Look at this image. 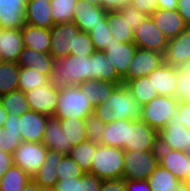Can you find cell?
<instances>
[{"label": "cell", "mask_w": 190, "mask_h": 191, "mask_svg": "<svg viewBox=\"0 0 190 191\" xmlns=\"http://www.w3.org/2000/svg\"><path fill=\"white\" fill-rule=\"evenodd\" d=\"M47 150L42 142L21 141L13 153V163L32 177L41 168Z\"/></svg>", "instance_id": "8"}, {"label": "cell", "mask_w": 190, "mask_h": 191, "mask_svg": "<svg viewBox=\"0 0 190 191\" xmlns=\"http://www.w3.org/2000/svg\"><path fill=\"white\" fill-rule=\"evenodd\" d=\"M137 46L133 43H121L118 39L113 38V42L104 50L107 60L114 66L117 74L123 78L128 71L129 63L134 58Z\"/></svg>", "instance_id": "17"}, {"label": "cell", "mask_w": 190, "mask_h": 191, "mask_svg": "<svg viewBox=\"0 0 190 191\" xmlns=\"http://www.w3.org/2000/svg\"><path fill=\"white\" fill-rule=\"evenodd\" d=\"M21 191H43L39 185H37L32 179L28 182V184Z\"/></svg>", "instance_id": "59"}, {"label": "cell", "mask_w": 190, "mask_h": 191, "mask_svg": "<svg viewBox=\"0 0 190 191\" xmlns=\"http://www.w3.org/2000/svg\"><path fill=\"white\" fill-rule=\"evenodd\" d=\"M130 2L131 0H100V6L106 10H118L122 5Z\"/></svg>", "instance_id": "57"}, {"label": "cell", "mask_w": 190, "mask_h": 191, "mask_svg": "<svg viewBox=\"0 0 190 191\" xmlns=\"http://www.w3.org/2000/svg\"><path fill=\"white\" fill-rule=\"evenodd\" d=\"M117 11L122 15L123 19L126 20L128 26L133 31H135L147 17L145 13L139 11L131 3L122 5Z\"/></svg>", "instance_id": "44"}, {"label": "cell", "mask_w": 190, "mask_h": 191, "mask_svg": "<svg viewBox=\"0 0 190 191\" xmlns=\"http://www.w3.org/2000/svg\"><path fill=\"white\" fill-rule=\"evenodd\" d=\"M42 143L48 150H56L63 155H69L65 147L66 137L61 129V122L59 119L54 117L48 118Z\"/></svg>", "instance_id": "30"}, {"label": "cell", "mask_w": 190, "mask_h": 191, "mask_svg": "<svg viewBox=\"0 0 190 191\" xmlns=\"http://www.w3.org/2000/svg\"><path fill=\"white\" fill-rule=\"evenodd\" d=\"M95 152L96 143L86 140L74 146L70 150L69 156L73 158L85 173H89Z\"/></svg>", "instance_id": "38"}, {"label": "cell", "mask_w": 190, "mask_h": 191, "mask_svg": "<svg viewBox=\"0 0 190 191\" xmlns=\"http://www.w3.org/2000/svg\"><path fill=\"white\" fill-rule=\"evenodd\" d=\"M123 84L126 86L130 94L138 100V103L141 107L158 96V93L153 88L148 76H143L129 81H123Z\"/></svg>", "instance_id": "31"}, {"label": "cell", "mask_w": 190, "mask_h": 191, "mask_svg": "<svg viewBox=\"0 0 190 191\" xmlns=\"http://www.w3.org/2000/svg\"><path fill=\"white\" fill-rule=\"evenodd\" d=\"M147 180L151 191H171L180 182L169 170L160 165Z\"/></svg>", "instance_id": "39"}, {"label": "cell", "mask_w": 190, "mask_h": 191, "mask_svg": "<svg viewBox=\"0 0 190 191\" xmlns=\"http://www.w3.org/2000/svg\"><path fill=\"white\" fill-rule=\"evenodd\" d=\"M94 107L85 92L79 86L66 87L59 91L57 107L53 117L68 119L70 117L85 119L93 113Z\"/></svg>", "instance_id": "4"}, {"label": "cell", "mask_w": 190, "mask_h": 191, "mask_svg": "<svg viewBox=\"0 0 190 191\" xmlns=\"http://www.w3.org/2000/svg\"><path fill=\"white\" fill-rule=\"evenodd\" d=\"M13 164V154L0 149V175H3Z\"/></svg>", "instance_id": "55"}, {"label": "cell", "mask_w": 190, "mask_h": 191, "mask_svg": "<svg viewBox=\"0 0 190 191\" xmlns=\"http://www.w3.org/2000/svg\"><path fill=\"white\" fill-rule=\"evenodd\" d=\"M126 191H151L147 179L125 180Z\"/></svg>", "instance_id": "52"}, {"label": "cell", "mask_w": 190, "mask_h": 191, "mask_svg": "<svg viewBox=\"0 0 190 191\" xmlns=\"http://www.w3.org/2000/svg\"><path fill=\"white\" fill-rule=\"evenodd\" d=\"M29 0H0V24L4 29H21Z\"/></svg>", "instance_id": "19"}, {"label": "cell", "mask_w": 190, "mask_h": 191, "mask_svg": "<svg viewBox=\"0 0 190 191\" xmlns=\"http://www.w3.org/2000/svg\"><path fill=\"white\" fill-rule=\"evenodd\" d=\"M130 3L147 16H150L156 9H158L156 0H131Z\"/></svg>", "instance_id": "50"}, {"label": "cell", "mask_w": 190, "mask_h": 191, "mask_svg": "<svg viewBox=\"0 0 190 191\" xmlns=\"http://www.w3.org/2000/svg\"><path fill=\"white\" fill-rule=\"evenodd\" d=\"M19 66L0 61V96L18 90Z\"/></svg>", "instance_id": "35"}, {"label": "cell", "mask_w": 190, "mask_h": 191, "mask_svg": "<svg viewBox=\"0 0 190 191\" xmlns=\"http://www.w3.org/2000/svg\"><path fill=\"white\" fill-rule=\"evenodd\" d=\"M49 77L38 72L35 67H19L18 90L27 92L48 84Z\"/></svg>", "instance_id": "37"}, {"label": "cell", "mask_w": 190, "mask_h": 191, "mask_svg": "<svg viewBox=\"0 0 190 191\" xmlns=\"http://www.w3.org/2000/svg\"><path fill=\"white\" fill-rule=\"evenodd\" d=\"M181 101L190 103V92L186 93L184 98Z\"/></svg>", "instance_id": "64"}, {"label": "cell", "mask_w": 190, "mask_h": 191, "mask_svg": "<svg viewBox=\"0 0 190 191\" xmlns=\"http://www.w3.org/2000/svg\"><path fill=\"white\" fill-rule=\"evenodd\" d=\"M79 0H51V15L55 24L73 22L74 7Z\"/></svg>", "instance_id": "40"}, {"label": "cell", "mask_w": 190, "mask_h": 191, "mask_svg": "<svg viewBox=\"0 0 190 191\" xmlns=\"http://www.w3.org/2000/svg\"><path fill=\"white\" fill-rule=\"evenodd\" d=\"M85 2H88L92 5H100V0H83Z\"/></svg>", "instance_id": "63"}, {"label": "cell", "mask_w": 190, "mask_h": 191, "mask_svg": "<svg viewBox=\"0 0 190 191\" xmlns=\"http://www.w3.org/2000/svg\"><path fill=\"white\" fill-rule=\"evenodd\" d=\"M54 61L55 59L50 53L37 52L24 46L17 65L19 67H35L39 73L49 77L53 72Z\"/></svg>", "instance_id": "26"}, {"label": "cell", "mask_w": 190, "mask_h": 191, "mask_svg": "<svg viewBox=\"0 0 190 191\" xmlns=\"http://www.w3.org/2000/svg\"><path fill=\"white\" fill-rule=\"evenodd\" d=\"M124 168V150L119 147L96 144V152L92 159L90 174L99 179H121Z\"/></svg>", "instance_id": "3"}, {"label": "cell", "mask_w": 190, "mask_h": 191, "mask_svg": "<svg viewBox=\"0 0 190 191\" xmlns=\"http://www.w3.org/2000/svg\"><path fill=\"white\" fill-rule=\"evenodd\" d=\"M184 69H186L188 76L190 77V60L187 61L183 66Z\"/></svg>", "instance_id": "62"}, {"label": "cell", "mask_w": 190, "mask_h": 191, "mask_svg": "<svg viewBox=\"0 0 190 191\" xmlns=\"http://www.w3.org/2000/svg\"><path fill=\"white\" fill-rule=\"evenodd\" d=\"M49 116L29 110L19 116V131L24 142H42Z\"/></svg>", "instance_id": "13"}, {"label": "cell", "mask_w": 190, "mask_h": 191, "mask_svg": "<svg viewBox=\"0 0 190 191\" xmlns=\"http://www.w3.org/2000/svg\"><path fill=\"white\" fill-rule=\"evenodd\" d=\"M22 141L21 132L12 133L5 132L3 127H0V149L13 154Z\"/></svg>", "instance_id": "46"}, {"label": "cell", "mask_w": 190, "mask_h": 191, "mask_svg": "<svg viewBox=\"0 0 190 191\" xmlns=\"http://www.w3.org/2000/svg\"><path fill=\"white\" fill-rule=\"evenodd\" d=\"M189 60L190 27H186L179 35L168 39L164 63L174 67H182Z\"/></svg>", "instance_id": "14"}, {"label": "cell", "mask_w": 190, "mask_h": 191, "mask_svg": "<svg viewBox=\"0 0 190 191\" xmlns=\"http://www.w3.org/2000/svg\"><path fill=\"white\" fill-rule=\"evenodd\" d=\"M133 43L137 48L152 50L164 54L168 38L155 25L152 18L147 16L140 26L134 31Z\"/></svg>", "instance_id": "10"}, {"label": "cell", "mask_w": 190, "mask_h": 191, "mask_svg": "<svg viewBox=\"0 0 190 191\" xmlns=\"http://www.w3.org/2000/svg\"><path fill=\"white\" fill-rule=\"evenodd\" d=\"M177 11L182 16L187 27H190V0H178Z\"/></svg>", "instance_id": "53"}, {"label": "cell", "mask_w": 190, "mask_h": 191, "mask_svg": "<svg viewBox=\"0 0 190 191\" xmlns=\"http://www.w3.org/2000/svg\"><path fill=\"white\" fill-rule=\"evenodd\" d=\"M58 94L49 83L25 92L30 110L49 117H53L56 110Z\"/></svg>", "instance_id": "12"}, {"label": "cell", "mask_w": 190, "mask_h": 191, "mask_svg": "<svg viewBox=\"0 0 190 191\" xmlns=\"http://www.w3.org/2000/svg\"><path fill=\"white\" fill-rule=\"evenodd\" d=\"M0 104L7 111L8 115L20 116L30 110L25 92L21 90L1 95Z\"/></svg>", "instance_id": "36"}, {"label": "cell", "mask_w": 190, "mask_h": 191, "mask_svg": "<svg viewBox=\"0 0 190 191\" xmlns=\"http://www.w3.org/2000/svg\"><path fill=\"white\" fill-rule=\"evenodd\" d=\"M187 133H188L187 151L190 152V129H187Z\"/></svg>", "instance_id": "66"}, {"label": "cell", "mask_w": 190, "mask_h": 191, "mask_svg": "<svg viewBox=\"0 0 190 191\" xmlns=\"http://www.w3.org/2000/svg\"><path fill=\"white\" fill-rule=\"evenodd\" d=\"M150 17L168 39L179 35L187 27L177 10L158 8Z\"/></svg>", "instance_id": "22"}, {"label": "cell", "mask_w": 190, "mask_h": 191, "mask_svg": "<svg viewBox=\"0 0 190 191\" xmlns=\"http://www.w3.org/2000/svg\"><path fill=\"white\" fill-rule=\"evenodd\" d=\"M102 180L90 173L77 178L76 191H100Z\"/></svg>", "instance_id": "48"}, {"label": "cell", "mask_w": 190, "mask_h": 191, "mask_svg": "<svg viewBox=\"0 0 190 191\" xmlns=\"http://www.w3.org/2000/svg\"><path fill=\"white\" fill-rule=\"evenodd\" d=\"M87 140L96 144H101V135L105 129L103 123L94 113L85 118Z\"/></svg>", "instance_id": "43"}, {"label": "cell", "mask_w": 190, "mask_h": 191, "mask_svg": "<svg viewBox=\"0 0 190 191\" xmlns=\"http://www.w3.org/2000/svg\"><path fill=\"white\" fill-rule=\"evenodd\" d=\"M63 154L56 150H47L46 158L37 173L31 179L43 189L55 188L58 182L57 168Z\"/></svg>", "instance_id": "21"}, {"label": "cell", "mask_w": 190, "mask_h": 191, "mask_svg": "<svg viewBox=\"0 0 190 191\" xmlns=\"http://www.w3.org/2000/svg\"><path fill=\"white\" fill-rule=\"evenodd\" d=\"M159 166L158 151L124 150V180L148 179Z\"/></svg>", "instance_id": "5"}, {"label": "cell", "mask_w": 190, "mask_h": 191, "mask_svg": "<svg viewBox=\"0 0 190 191\" xmlns=\"http://www.w3.org/2000/svg\"><path fill=\"white\" fill-rule=\"evenodd\" d=\"M61 129L66 137V150H70L87 140L85 119L70 117L68 119H59Z\"/></svg>", "instance_id": "29"}, {"label": "cell", "mask_w": 190, "mask_h": 191, "mask_svg": "<svg viewBox=\"0 0 190 191\" xmlns=\"http://www.w3.org/2000/svg\"><path fill=\"white\" fill-rule=\"evenodd\" d=\"M56 191H76L77 178L58 180L55 186Z\"/></svg>", "instance_id": "54"}, {"label": "cell", "mask_w": 190, "mask_h": 191, "mask_svg": "<svg viewBox=\"0 0 190 191\" xmlns=\"http://www.w3.org/2000/svg\"><path fill=\"white\" fill-rule=\"evenodd\" d=\"M58 180L81 177L85 172L69 155H64L56 170Z\"/></svg>", "instance_id": "42"}, {"label": "cell", "mask_w": 190, "mask_h": 191, "mask_svg": "<svg viewBox=\"0 0 190 191\" xmlns=\"http://www.w3.org/2000/svg\"><path fill=\"white\" fill-rule=\"evenodd\" d=\"M110 23L108 19H104L101 24L93 27L92 30L88 32L90 39L93 42L95 50H106L109 45L113 42V36L109 30Z\"/></svg>", "instance_id": "41"}, {"label": "cell", "mask_w": 190, "mask_h": 191, "mask_svg": "<svg viewBox=\"0 0 190 191\" xmlns=\"http://www.w3.org/2000/svg\"><path fill=\"white\" fill-rule=\"evenodd\" d=\"M178 100L174 97L158 95L141 107L140 120L159 131L176 113Z\"/></svg>", "instance_id": "6"}, {"label": "cell", "mask_w": 190, "mask_h": 191, "mask_svg": "<svg viewBox=\"0 0 190 191\" xmlns=\"http://www.w3.org/2000/svg\"><path fill=\"white\" fill-rule=\"evenodd\" d=\"M8 117L7 111L0 104V127H3L6 118Z\"/></svg>", "instance_id": "60"}, {"label": "cell", "mask_w": 190, "mask_h": 191, "mask_svg": "<svg viewBox=\"0 0 190 191\" xmlns=\"http://www.w3.org/2000/svg\"><path fill=\"white\" fill-rule=\"evenodd\" d=\"M18 122H19V116L8 115L3 125L5 132H12V133L20 132Z\"/></svg>", "instance_id": "56"}, {"label": "cell", "mask_w": 190, "mask_h": 191, "mask_svg": "<svg viewBox=\"0 0 190 191\" xmlns=\"http://www.w3.org/2000/svg\"><path fill=\"white\" fill-rule=\"evenodd\" d=\"M106 18L110 23V32L113 38L121 43H130L134 41V31L128 26L126 20L117 10H107Z\"/></svg>", "instance_id": "33"}, {"label": "cell", "mask_w": 190, "mask_h": 191, "mask_svg": "<svg viewBox=\"0 0 190 191\" xmlns=\"http://www.w3.org/2000/svg\"><path fill=\"white\" fill-rule=\"evenodd\" d=\"M30 180L27 173L13 164L0 179V191H21Z\"/></svg>", "instance_id": "34"}, {"label": "cell", "mask_w": 190, "mask_h": 191, "mask_svg": "<svg viewBox=\"0 0 190 191\" xmlns=\"http://www.w3.org/2000/svg\"><path fill=\"white\" fill-rule=\"evenodd\" d=\"M183 182H185L188 186H190V169L188 170L186 179Z\"/></svg>", "instance_id": "65"}, {"label": "cell", "mask_w": 190, "mask_h": 191, "mask_svg": "<svg viewBox=\"0 0 190 191\" xmlns=\"http://www.w3.org/2000/svg\"><path fill=\"white\" fill-rule=\"evenodd\" d=\"M159 165L169 170L179 181L186 179L190 169V152L158 148Z\"/></svg>", "instance_id": "15"}, {"label": "cell", "mask_w": 190, "mask_h": 191, "mask_svg": "<svg viewBox=\"0 0 190 191\" xmlns=\"http://www.w3.org/2000/svg\"><path fill=\"white\" fill-rule=\"evenodd\" d=\"M50 32V54L56 60L70 55V50H74L75 36L82 31L74 22H65L54 24Z\"/></svg>", "instance_id": "9"}, {"label": "cell", "mask_w": 190, "mask_h": 191, "mask_svg": "<svg viewBox=\"0 0 190 191\" xmlns=\"http://www.w3.org/2000/svg\"><path fill=\"white\" fill-rule=\"evenodd\" d=\"M93 113L105 124L115 120H140L141 106L126 86L120 84L101 105L94 107Z\"/></svg>", "instance_id": "1"}, {"label": "cell", "mask_w": 190, "mask_h": 191, "mask_svg": "<svg viewBox=\"0 0 190 191\" xmlns=\"http://www.w3.org/2000/svg\"><path fill=\"white\" fill-rule=\"evenodd\" d=\"M163 63L164 54L152 50L137 48L134 53V58L129 63L127 74L122 79L123 81H129L143 76H148Z\"/></svg>", "instance_id": "11"}, {"label": "cell", "mask_w": 190, "mask_h": 191, "mask_svg": "<svg viewBox=\"0 0 190 191\" xmlns=\"http://www.w3.org/2000/svg\"><path fill=\"white\" fill-rule=\"evenodd\" d=\"M43 191H56L55 188H48V189H43Z\"/></svg>", "instance_id": "67"}, {"label": "cell", "mask_w": 190, "mask_h": 191, "mask_svg": "<svg viewBox=\"0 0 190 191\" xmlns=\"http://www.w3.org/2000/svg\"><path fill=\"white\" fill-rule=\"evenodd\" d=\"M127 120H115L105 124L101 135V144L104 146L119 147L124 150L126 141Z\"/></svg>", "instance_id": "32"}, {"label": "cell", "mask_w": 190, "mask_h": 191, "mask_svg": "<svg viewBox=\"0 0 190 191\" xmlns=\"http://www.w3.org/2000/svg\"><path fill=\"white\" fill-rule=\"evenodd\" d=\"M23 46L42 53H50V29L25 24L21 28Z\"/></svg>", "instance_id": "27"}, {"label": "cell", "mask_w": 190, "mask_h": 191, "mask_svg": "<svg viewBox=\"0 0 190 191\" xmlns=\"http://www.w3.org/2000/svg\"><path fill=\"white\" fill-rule=\"evenodd\" d=\"M176 92L175 98L181 101L186 93L190 92V77L187 74L186 69L183 67H176Z\"/></svg>", "instance_id": "47"}, {"label": "cell", "mask_w": 190, "mask_h": 191, "mask_svg": "<svg viewBox=\"0 0 190 191\" xmlns=\"http://www.w3.org/2000/svg\"><path fill=\"white\" fill-rule=\"evenodd\" d=\"M148 79L158 95L175 98L177 84L176 67L163 63L148 75Z\"/></svg>", "instance_id": "20"}, {"label": "cell", "mask_w": 190, "mask_h": 191, "mask_svg": "<svg viewBox=\"0 0 190 191\" xmlns=\"http://www.w3.org/2000/svg\"><path fill=\"white\" fill-rule=\"evenodd\" d=\"M90 56L68 55L54 61L49 85L60 91L90 79Z\"/></svg>", "instance_id": "2"}, {"label": "cell", "mask_w": 190, "mask_h": 191, "mask_svg": "<svg viewBox=\"0 0 190 191\" xmlns=\"http://www.w3.org/2000/svg\"><path fill=\"white\" fill-rule=\"evenodd\" d=\"M25 23L50 29L55 23L51 15L49 0H29L25 10Z\"/></svg>", "instance_id": "24"}, {"label": "cell", "mask_w": 190, "mask_h": 191, "mask_svg": "<svg viewBox=\"0 0 190 191\" xmlns=\"http://www.w3.org/2000/svg\"><path fill=\"white\" fill-rule=\"evenodd\" d=\"M107 10L100 5H92L83 0H79L74 7L73 22L82 32H89L93 27L101 24L106 19Z\"/></svg>", "instance_id": "18"}, {"label": "cell", "mask_w": 190, "mask_h": 191, "mask_svg": "<svg viewBox=\"0 0 190 191\" xmlns=\"http://www.w3.org/2000/svg\"><path fill=\"white\" fill-rule=\"evenodd\" d=\"M188 133L174 115L169 123L158 131V148L187 151Z\"/></svg>", "instance_id": "16"}, {"label": "cell", "mask_w": 190, "mask_h": 191, "mask_svg": "<svg viewBox=\"0 0 190 191\" xmlns=\"http://www.w3.org/2000/svg\"><path fill=\"white\" fill-rule=\"evenodd\" d=\"M124 150L157 151L158 131L141 120H127Z\"/></svg>", "instance_id": "7"}, {"label": "cell", "mask_w": 190, "mask_h": 191, "mask_svg": "<svg viewBox=\"0 0 190 191\" xmlns=\"http://www.w3.org/2000/svg\"><path fill=\"white\" fill-rule=\"evenodd\" d=\"M171 191H189V187L185 182H179Z\"/></svg>", "instance_id": "61"}, {"label": "cell", "mask_w": 190, "mask_h": 191, "mask_svg": "<svg viewBox=\"0 0 190 191\" xmlns=\"http://www.w3.org/2000/svg\"><path fill=\"white\" fill-rule=\"evenodd\" d=\"M174 120L179 121L185 128L190 129V103L178 101Z\"/></svg>", "instance_id": "49"}, {"label": "cell", "mask_w": 190, "mask_h": 191, "mask_svg": "<svg viewBox=\"0 0 190 191\" xmlns=\"http://www.w3.org/2000/svg\"><path fill=\"white\" fill-rule=\"evenodd\" d=\"M23 47L21 29H2L0 33V61L17 63Z\"/></svg>", "instance_id": "25"}, {"label": "cell", "mask_w": 190, "mask_h": 191, "mask_svg": "<svg viewBox=\"0 0 190 191\" xmlns=\"http://www.w3.org/2000/svg\"><path fill=\"white\" fill-rule=\"evenodd\" d=\"M90 79L123 84V79L117 74L114 66L107 60L105 51L95 50L90 55Z\"/></svg>", "instance_id": "23"}, {"label": "cell", "mask_w": 190, "mask_h": 191, "mask_svg": "<svg viewBox=\"0 0 190 191\" xmlns=\"http://www.w3.org/2000/svg\"><path fill=\"white\" fill-rule=\"evenodd\" d=\"M117 83L89 79L82 82L79 87L85 92L89 102L93 107H97L105 101L113 90L118 86Z\"/></svg>", "instance_id": "28"}, {"label": "cell", "mask_w": 190, "mask_h": 191, "mask_svg": "<svg viewBox=\"0 0 190 191\" xmlns=\"http://www.w3.org/2000/svg\"><path fill=\"white\" fill-rule=\"evenodd\" d=\"M100 191H126L125 180L123 178L103 180Z\"/></svg>", "instance_id": "51"}, {"label": "cell", "mask_w": 190, "mask_h": 191, "mask_svg": "<svg viewBox=\"0 0 190 191\" xmlns=\"http://www.w3.org/2000/svg\"><path fill=\"white\" fill-rule=\"evenodd\" d=\"M157 7L164 10H177L178 0H156Z\"/></svg>", "instance_id": "58"}, {"label": "cell", "mask_w": 190, "mask_h": 191, "mask_svg": "<svg viewBox=\"0 0 190 191\" xmlns=\"http://www.w3.org/2000/svg\"><path fill=\"white\" fill-rule=\"evenodd\" d=\"M94 51L93 42L89 34L81 32L78 36H75L74 50H70V55L90 56Z\"/></svg>", "instance_id": "45"}]
</instances>
